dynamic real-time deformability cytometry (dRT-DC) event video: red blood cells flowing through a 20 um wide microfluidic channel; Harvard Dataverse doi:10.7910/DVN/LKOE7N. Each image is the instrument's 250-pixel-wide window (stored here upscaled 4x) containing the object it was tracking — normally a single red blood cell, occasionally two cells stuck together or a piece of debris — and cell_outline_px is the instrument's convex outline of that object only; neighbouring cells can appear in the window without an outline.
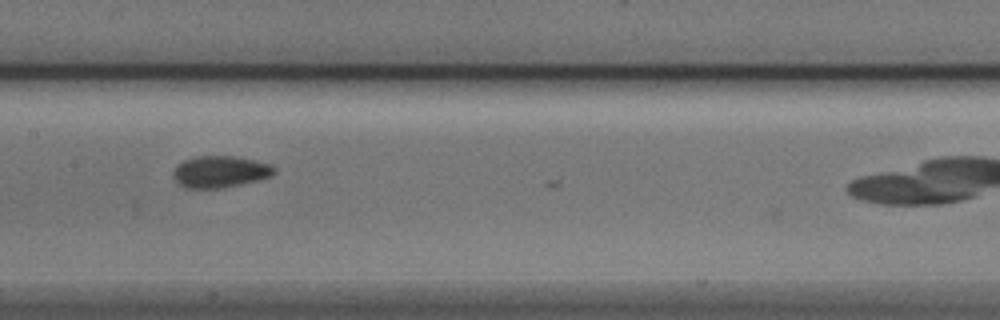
{"species": "Egyptian fruit bat (a non-hibernating species)", "species_latin": "Rousettus aegyptiacus", "temperature_condition": "cold", "stored_images_in_passage": 8, "camera_frame_rate_fps": 3000, "um_per_image_px": 0.085, "animal": {"sex": "male"}, "frame": {"image": 1, "passage_image": 7, "time_ms": 2.0, "image_size_px": [1000, 320], "cell_outline_px": [[276, 172], [272, 176], [224, 188], [184, 188], [172, 176], [172, 172], [184, 160], [196, 156], [236, 156], [256, 160], [268, 164], [276, 168]], "centroid_in_image_um": [18.72, 14.59], "position_along_channel_um": 188.7, "area_um2": 18.61}}